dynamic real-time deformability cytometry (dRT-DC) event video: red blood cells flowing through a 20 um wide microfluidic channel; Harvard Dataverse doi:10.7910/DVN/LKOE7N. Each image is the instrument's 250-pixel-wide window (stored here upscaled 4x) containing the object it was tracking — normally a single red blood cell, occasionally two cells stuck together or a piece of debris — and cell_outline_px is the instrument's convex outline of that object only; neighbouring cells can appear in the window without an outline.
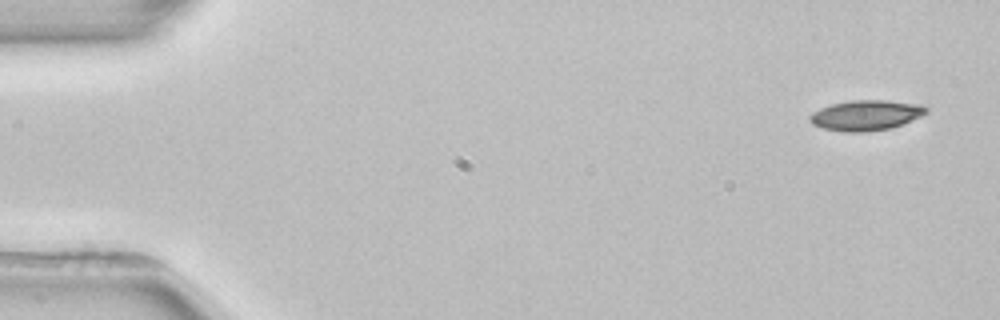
{"species": "common noctule bat (a hibernating species)", "species_latin": "Nyctalus noctula", "temperature_condition": "room temperature", "stored_images_in_passage": 5, "segment_of_instrument_passage": [1, 2], "camera_frame_rate_fps": 3000, "um_per_image_px": 0.085, "animal": {"sex": "female", "body_mass_g": 22.7, "forearm_length_mm": 54.2}, "frame": {"image": 1, "passage_image": 1, "time_ms": 0.0, "image_size_px": [1000, 320], "cell_outline_px": [[928, 112], [920, 116], [892, 128], [868, 132], [844, 132], [824, 128], [812, 124], [808, 120], [808, 116], [812, 112], [820, 108], [832, 104], [852, 100], [884, 100], [924, 104], [928, 108]], "centroid_in_image_um": [73.6, 9.79], "position_along_channel_um": 11.4, "area_um2": 20.69}}